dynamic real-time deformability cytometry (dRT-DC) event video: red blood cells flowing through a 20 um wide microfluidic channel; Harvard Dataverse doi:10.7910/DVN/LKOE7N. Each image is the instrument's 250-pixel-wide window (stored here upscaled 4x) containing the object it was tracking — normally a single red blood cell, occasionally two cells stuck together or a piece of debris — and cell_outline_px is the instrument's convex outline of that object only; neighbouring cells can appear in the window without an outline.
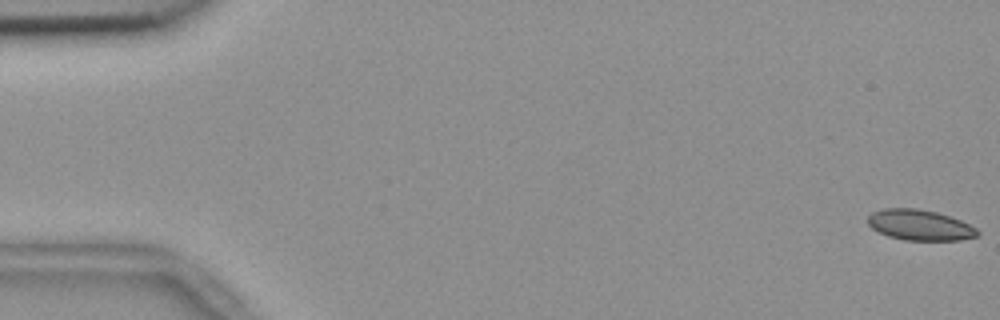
{"species": "common noctule bat (a hibernating species)", "species_latin": "Nyctalus noctula", "temperature_condition": "room temperature", "stored_images_in_passage": 8, "camera_frame_rate_fps": 3000, "um_per_image_px": 0.085, "animal": {"sex": "female", "body_mass_g": 18.4}, "frame": {"image": 1, "passage_image": 1, "time_ms": 0.0, "image_size_px": [1000, 320], "cell_outline_px": [[980, 236], [960, 240], [904, 240], [888, 236], [872, 228], [868, 224], [868, 216], [872, 212], [884, 208], [916, 208], [936, 212], [960, 220], [976, 228], [980, 232]], "centroid_in_image_um": [78.19, 19.13], "position_along_channel_um": 6.8, "area_um2": 19.54}}